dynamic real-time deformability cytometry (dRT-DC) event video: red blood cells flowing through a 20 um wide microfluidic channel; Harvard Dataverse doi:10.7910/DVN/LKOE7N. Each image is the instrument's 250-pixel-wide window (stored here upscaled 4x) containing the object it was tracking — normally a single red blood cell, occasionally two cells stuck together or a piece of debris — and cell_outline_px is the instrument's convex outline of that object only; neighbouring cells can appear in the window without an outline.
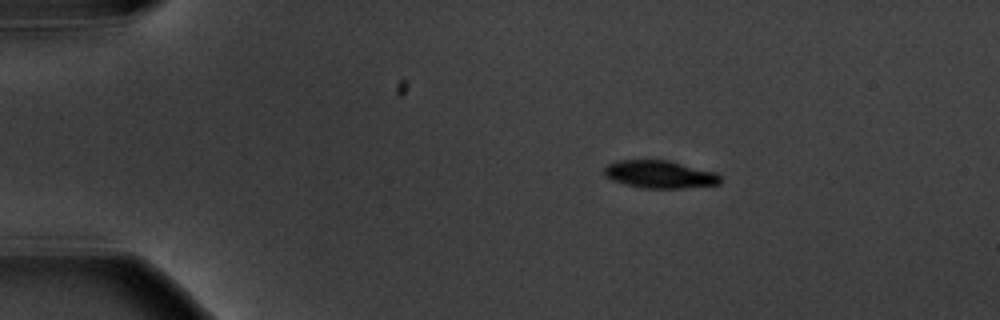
{"species": "common noctule bat (a hibernating species)", "species_latin": "Nyctalus noctula", "temperature_condition": "warm", "stored_images_in_passage": 5, "camera_frame_rate_fps": 3000, "um_per_image_px": 0.085, "animal": {"sex": "male", "body_mass_g": 20.1, "forearm_length_mm": 53.5}, "frame": {"image": 1, "passage_image": 3, "time_ms": 2.333, "image_size_px": [1000, 320], "cell_outline_px": [[720, 184], [684, 188], [644, 188], [612, 180], [604, 176], [604, 168], [608, 164], [620, 160], [668, 160], [716, 172], [720, 176]], "centroid_in_image_um": [56.09, 14.81], "position_along_channel_um": 28.9, "area_um2": 18.61}}